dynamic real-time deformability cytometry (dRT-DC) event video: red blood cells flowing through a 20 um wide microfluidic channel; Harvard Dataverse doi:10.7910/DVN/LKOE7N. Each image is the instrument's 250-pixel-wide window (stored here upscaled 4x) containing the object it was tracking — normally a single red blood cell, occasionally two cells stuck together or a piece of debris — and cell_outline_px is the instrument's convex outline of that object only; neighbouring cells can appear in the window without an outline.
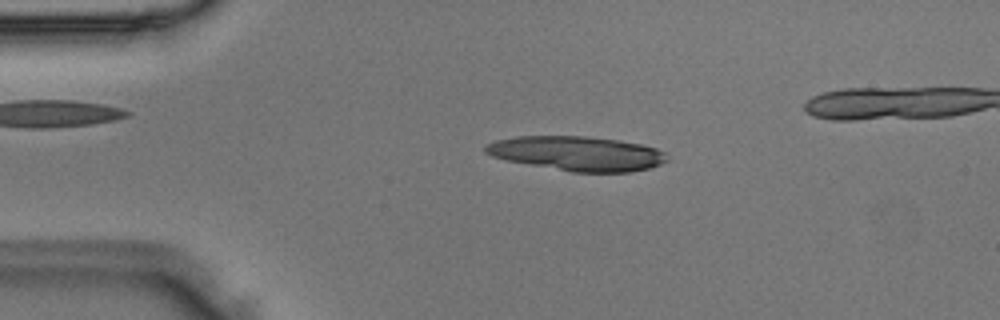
{"species": "Egyptian fruit bat (a non-hibernating species)", "species_latin": "Rousettus aegyptiacus", "temperature_condition": "room temperature", "stored_images_in_passage": 4, "camera_frame_rate_fps": 3000, "um_per_image_px": 0.085, "animal": {"sex": "male"}, "frame": {"image": 1, "passage_image": 3, "time_ms": 0.667, "image_size_px": [1000, 320], "cell_outline_px": [[668, 160], [660, 164], [648, 168], [628, 172], [572, 172], [504, 160], [492, 156], [484, 152], [484, 144], [496, 140], [516, 136], [588, 136], [620, 140], [640, 144], [656, 148], [664, 152]], "centroid_in_image_um": [49.01, 13.04], "position_along_channel_um": 36.0, "area_um2": 36.59}}